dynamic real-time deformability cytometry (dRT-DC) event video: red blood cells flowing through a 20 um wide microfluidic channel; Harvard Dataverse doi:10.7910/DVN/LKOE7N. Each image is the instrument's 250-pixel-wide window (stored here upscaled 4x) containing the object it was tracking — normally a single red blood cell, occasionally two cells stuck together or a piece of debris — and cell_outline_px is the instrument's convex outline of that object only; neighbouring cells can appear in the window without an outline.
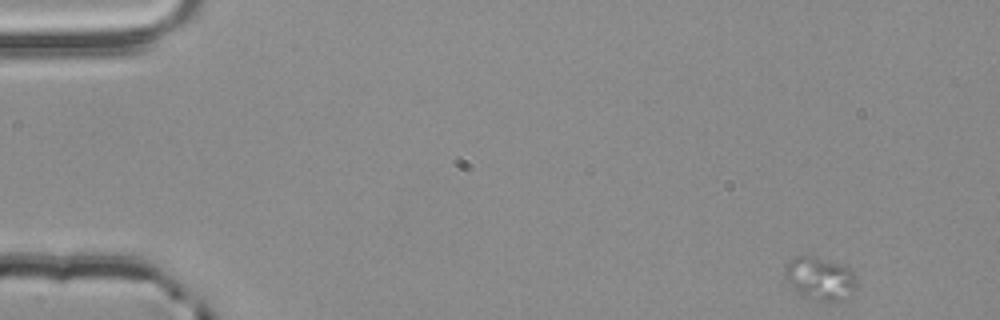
{"species": "common noctule bat (a hibernating species)", "species_latin": "Nyctalus noctula", "temperature_condition": "room temperature", "stored_images_in_passage": 4, "camera_frame_rate_fps": 3000, "um_per_image_px": 0.085, "animal": {"sex": "male", "body_mass_g": 20.4}, "frame": {"image": 1, "passage_image": 1, "time_ms": 0.0, "image_size_px": [1000, 320], "cell_outline_px": [[856, 284], [840, 300], [816, 300], [800, 296], [784, 280], [784, 268], [792, 256], [812, 256], [840, 264], [848, 268], [852, 272]], "centroid_in_image_um": [69.56, 23.65], "position_along_channel_um": 15.4, "area_um2": 17.57}}
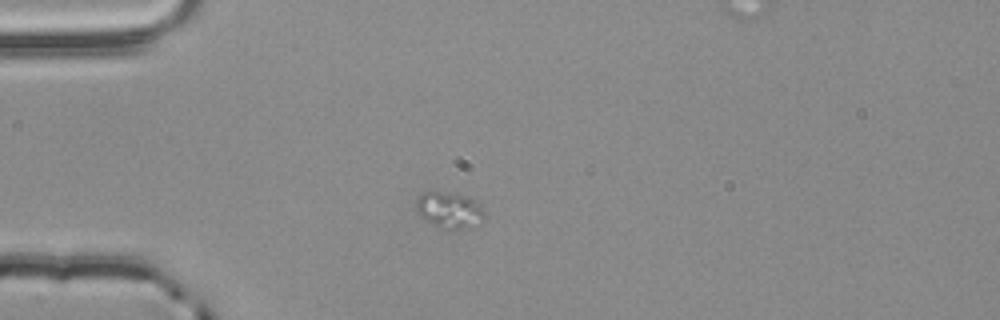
{"frame": {"image": 2, "passage_image": 3, "time_ms": 0.667, "image_size_px": [1000, 320], "cell_outline_px": [[484, 220], [460, 228], [440, 228], [432, 224], [420, 216], [416, 212], [416, 200], [424, 192], [440, 192], [464, 196], [480, 200], [484, 212]], "centroid_in_image_um": [38.19, 17.83], "position_along_channel_um": 46.8, "area_um2": 14.1}}